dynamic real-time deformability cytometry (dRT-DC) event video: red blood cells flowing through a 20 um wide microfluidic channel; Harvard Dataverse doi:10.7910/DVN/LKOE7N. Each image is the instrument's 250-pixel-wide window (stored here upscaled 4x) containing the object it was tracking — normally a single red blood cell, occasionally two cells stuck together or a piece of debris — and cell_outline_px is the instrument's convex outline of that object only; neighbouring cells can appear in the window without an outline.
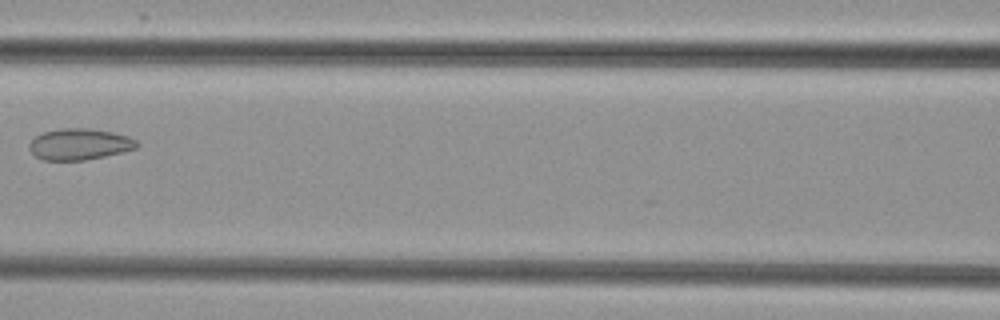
{"species": "common noctule bat (a hibernating species)", "species_latin": "Nyctalus noctula", "temperature_condition": "cold", "stored_images_in_passage": 8, "camera_frame_rate_fps": 3000, "um_per_image_px": 0.085, "animal": {"sex": "female", "body_mass_g": 29.2, "forearm_length_mm": 56.3}, "frame": {"image": 1, "passage_image": 7, "time_ms": 7.0, "image_size_px": [1000, 320], "cell_outline_px": [[140, 144], [136, 148], [124, 152], [84, 160], [44, 160], [36, 156], [28, 148], [28, 144], [36, 136], [44, 132], [60, 128], [88, 128], [112, 132], [128, 136], [136, 140]], "centroid_in_image_um": [6.77, 12.25], "position_along_channel_um": 159.8, "area_um2": 19.59}}
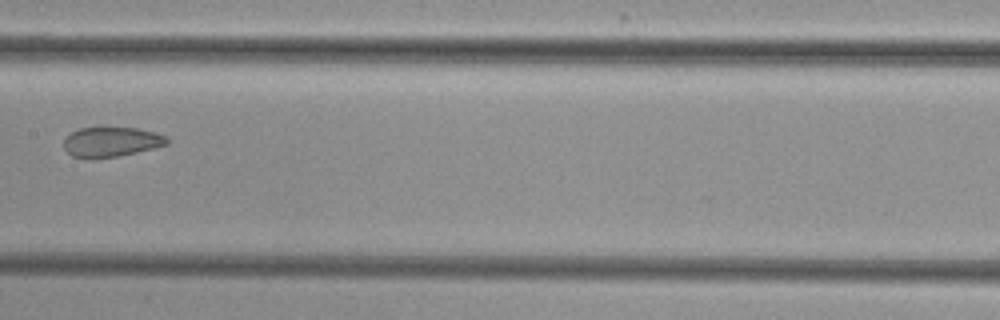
{"frame": {"image": 2, "passage_image": 8, "time_ms": 8.0, "image_size_px": [1000, 320], "cell_outline_px": [[168, 144], [136, 152], [116, 156], [72, 156], [64, 148], [64, 140], [72, 132], [80, 128], [100, 124], [136, 128], [152, 132], [164, 136], [168, 140]], "centroid_in_image_um": [9.44, 11.98], "position_along_channel_um": 198.0, "area_um2": 17.86}}